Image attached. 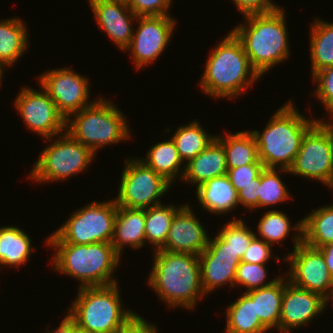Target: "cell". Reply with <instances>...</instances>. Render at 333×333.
<instances>
[{
	"label": "cell",
	"instance_id": "obj_1",
	"mask_svg": "<svg viewBox=\"0 0 333 333\" xmlns=\"http://www.w3.org/2000/svg\"><path fill=\"white\" fill-rule=\"evenodd\" d=\"M147 283L159 300L175 309H193L204 299L199 255L156 250Z\"/></svg>",
	"mask_w": 333,
	"mask_h": 333
},
{
	"label": "cell",
	"instance_id": "obj_2",
	"mask_svg": "<svg viewBox=\"0 0 333 333\" xmlns=\"http://www.w3.org/2000/svg\"><path fill=\"white\" fill-rule=\"evenodd\" d=\"M285 14L281 6L268 13L248 14L243 16V24L239 23L231 30L242 43L252 68L260 77L290 56Z\"/></svg>",
	"mask_w": 333,
	"mask_h": 333
},
{
	"label": "cell",
	"instance_id": "obj_3",
	"mask_svg": "<svg viewBox=\"0 0 333 333\" xmlns=\"http://www.w3.org/2000/svg\"><path fill=\"white\" fill-rule=\"evenodd\" d=\"M209 54L199 85L210 98L236 99L261 78L232 31Z\"/></svg>",
	"mask_w": 333,
	"mask_h": 333
},
{
	"label": "cell",
	"instance_id": "obj_4",
	"mask_svg": "<svg viewBox=\"0 0 333 333\" xmlns=\"http://www.w3.org/2000/svg\"><path fill=\"white\" fill-rule=\"evenodd\" d=\"M46 246L54 248L53 270L77 279L79 288L119 283L113 274L122 258L111 243H47Z\"/></svg>",
	"mask_w": 333,
	"mask_h": 333
},
{
	"label": "cell",
	"instance_id": "obj_5",
	"mask_svg": "<svg viewBox=\"0 0 333 333\" xmlns=\"http://www.w3.org/2000/svg\"><path fill=\"white\" fill-rule=\"evenodd\" d=\"M288 100L269 118L263 131L251 130L259 152V160L265 168L292 166L306 132L319 120L305 117Z\"/></svg>",
	"mask_w": 333,
	"mask_h": 333
},
{
	"label": "cell",
	"instance_id": "obj_6",
	"mask_svg": "<svg viewBox=\"0 0 333 333\" xmlns=\"http://www.w3.org/2000/svg\"><path fill=\"white\" fill-rule=\"evenodd\" d=\"M119 284L80 287L68 316L81 333H117L134 314L121 304Z\"/></svg>",
	"mask_w": 333,
	"mask_h": 333
},
{
	"label": "cell",
	"instance_id": "obj_7",
	"mask_svg": "<svg viewBox=\"0 0 333 333\" xmlns=\"http://www.w3.org/2000/svg\"><path fill=\"white\" fill-rule=\"evenodd\" d=\"M104 98L99 95L92 105L66 120V131L95 155L106 145L118 144L132 137L126 116L111 99Z\"/></svg>",
	"mask_w": 333,
	"mask_h": 333
},
{
	"label": "cell",
	"instance_id": "obj_8",
	"mask_svg": "<svg viewBox=\"0 0 333 333\" xmlns=\"http://www.w3.org/2000/svg\"><path fill=\"white\" fill-rule=\"evenodd\" d=\"M55 138V139H54ZM47 144L41 150L38 161L32 167L29 178L35 183L62 182L82 173L95 158V154L67 131L46 138Z\"/></svg>",
	"mask_w": 333,
	"mask_h": 333
},
{
	"label": "cell",
	"instance_id": "obj_9",
	"mask_svg": "<svg viewBox=\"0 0 333 333\" xmlns=\"http://www.w3.org/2000/svg\"><path fill=\"white\" fill-rule=\"evenodd\" d=\"M117 214L115 199L104 202L92 201L75 210L70 217L52 232L46 243L91 244L111 243Z\"/></svg>",
	"mask_w": 333,
	"mask_h": 333
},
{
	"label": "cell",
	"instance_id": "obj_10",
	"mask_svg": "<svg viewBox=\"0 0 333 333\" xmlns=\"http://www.w3.org/2000/svg\"><path fill=\"white\" fill-rule=\"evenodd\" d=\"M289 173L333 190V119L323 117L306 132Z\"/></svg>",
	"mask_w": 333,
	"mask_h": 333
},
{
	"label": "cell",
	"instance_id": "obj_11",
	"mask_svg": "<svg viewBox=\"0 0 333 333\" xmlns=\"http://www.w3.org/2000/svg\"><path fill=\"white\" fill-rule=\"evenodd\" d=\"M115 201L117 206L147 209L162 204L161 198L170 191L171 183L148 167L139 157H127Z\"/></svg>",
	"mask_w": 333,
	"mask_h": 333
},
{
	"label": "cell",
	"instance_id": "obj_12",
	"mask_svg": "<svg viewBox=\"0 0 333 333\" xmlns=\"http://www.w3.org/2000/svg\"><path fill=\"white\" fill-rule=\"evenodd\" d=\"M41 74V75H40ZM38 78L41 86L56 104L59 113L67 120L72 114L92 105L90 101V82L87 76L79 75L68 67H59L40 73ZM89 101V102H88Z\"/></svg>",
	"mask_w": 333,
	"mask_h": 333
},
{
	"label": "cell",
	"instance_id": "obj_13",
	"mask_svg": "<svg viewBox=\"0 0 333 333\" xmlns=\"http://www.w3.org/2000/svg\"><path fill=\"white\" fill-rule=\"evenodd\" d=\"M172 15L138 16V27L133 30L130 45L123 52H130L135 70L154 64L169 46L177 24ZM174 18V19H173Z\"/></svg>",
	"mask_w": 333,
	"mask_h": 333
},
{
	"label": "cell",
	"instance_id": "obj_14",
	"mask_svg": "<svg viewBox=\"0 0 333 333\" xmlns=\"http://www.w3.org/2000/svg\"><path fill=\"white\" fill-rule=\"evenodd\" d=\"M284 262L290 266L287 274L293 285L318 293L329 302L333 299V277L329 273L322 252L303 241L290 253Z\"/></svg>",
	"mask_w": 333,
	"mask_h": 333
},
{
	"label": "cell",
	"instance_id": "obj_15",
	"mask_svg": "<svg viewBox=\"0 0 333 333\" xmlns=\"http://www.w3.org/2000/svg\"><path fill=\"white\" fill-rule=\"evenodd\" d=\"M40 88L42 91L29 86L22 87L15 98L14 107L26 128L46 139L65 132L66 119L59 113L48 93Z\"/></svg>",
	"mask_w": 333,
	"mask_h": 333
},
{
	"label": "cell",
	"instance_id": "obj_16",
	"mask_svg": "<svg viewBox=\"0 0 333 333\" xmlns=\"http://www.w3.org/2000/svg\"><path fill=\"white\" fill-rule=\"evenodd\" d=\"M199 262L201 283L206 295L224 285L232 290L241 259L217 234L212 239L210 237L208 246L199 255Z\"/></svg>",
	"mask_w": 333,
	"mask_h": 333
},
{
	"label": "cell",
	"instance_id": "obj_17",
	"mask_svg": "<svg viewBox=\"0 0 333 333\" xmlns=\"http://www.w3.org/2000/svg\"><path fill=\"white\" fill-rule=\"evenodd\" d=\"M328 303L322 295L293 285L286 276L279 332L291 333L310 324L317 316L325 313Z\"/></svg>",
	"mask_w": 333,
	"mask_h": 333
},
{
	"label": "cell",
	"instance_id": "obj_18",
	"mask_svg": "<svg viewBox=\"0 0 333 333\" xmlns=\"http://www.w3.org/2000/svg\"><path fill=\"white\" fill-rule=\"evenodd\" d=\"M90 9L98 23L119 50H125L131 43L133 23L137 15L124 0H88Z\"/></svg>",
	"mask_w": 333,
	"mask_h": 333
},
{
	"label": "cell",
	"instance_id": "obj_19",
	"mask_svg": "<svg viewBox=\"0 0 333 333\" xmlns=\"http://www.w3.org/2000/svg\"><path fill=\"white\" fill-rule=\"evenodd\" d=\"M191 208L187 203L176 212L160 250L200 255L206 249L209 234Z\"/></svg>",
	"mask_w": 333,
	"mask_h": 333
},
{
	"label": "cell",
	"instance_id": "obj_20",
	"mask_svg": "<svg viewBox=\"0 0 333 333\" xmlns=\"http://www.w3.org/2000/svg\"><path fill=\"white\" fill-rule=\"evenodd\" d=\"M195 189L199 206L213 215H228L240 206L238 192L227 174L207 180Z\"/></svg>",
	"mask_w": 333,
	"mask_h": 333
},
{
	"label": "cell",
	"instance_id": "obj_21",
	"mask_svg": "<svg viewBox=\"0 0 333 333\" xmlns=\"http://www.w3.org/2000/svg\"><path fill=\"white\" fill-rule=\"evenodd\" d=\"M145 243V209L117 206L111 241L115 251L122 257L124 247L129 246L133 250H139Z\"/></svg>",
	"mask_w": 333,
	"mask_h": 333
},
{
	"label": "cell",
	"instance_id": "obj_22",
	"mask_svg": "<svg viewBox=\"0 0 333 333\" xmlns=\"http://www.w3.org/2000/svg\"><path fill=\"white\" fill-rule=\"evenodd\" d=\"M227 174L226 155L223 146L214 139L209 146L185 164L181 181L198 187L207 180Z\"/></svg>",
	"mask_w": 333,
	"mask_h": 333
},
{
	"label": "cell",
	"instance_id": "obj_23",
	"mask_svg": "<svg viewBox=\"0 0 333 333\" xmlns=\"http://www.w3.org/2000/svg\"><path fill=\"white\" fill-rule=\"evenodd\" d=\"M28 31L26 22L20 17L0 21V67L14 66L27 52L30 42Z\"/></svg>",
	"mask_w": 333,
	"mask_h": 333
},
{
	"label": "cell",
	"instance_id": "obj_24",
	"mask_svg": "<svg viewBox=\"0 0 333 333\" xmlns=\"http://www.w3.org/2000/svg\"><path fill=\"white\" fill-rule=\"evenodd\" d=\"M285 275H281L272 285L245 292L255 302V314L269 329H278L281 304L285 289Z\"/></svg>",
	"mask_w": 333,
	"mask_h": 333
},
{
	"label": "cell",
	"instance_id": "obj_25",
	"mask_svg": "<svg viewBox=\"0 0 333 333\" xmlns=\"http://www.w3.org/2000/svg\"><path fill=\"white\" fill-rule=\"evenodd\" d=\"M216 134V140L223 146L227 169L238 168L248 164H262L254 135L250 130L236 133Z\"/></svg>",
	"mask_w": 333,
	"mask_h": 333
},
{
	"label": "cell",
	"instance_id": "obj_26",
	"mask_svg": "<svg viewBox=\"0 0 333 333\" xmlns=\"http://www.w3.org/2000/svg\"><path fill=\"white\" fill-rule=\"evenodd\" d=\"M30 236L18 226L0 227V267L26 265L35 250ZM33 248V249H32Z\"/></svg>",
	"mask_w": 333,
	"mask_h": 333
},
{
	"label": "cell",
	"instance_id": "obj_27",
	"mask_svg": "<svg viewBox=\"0 0 333 333\" xmlns=\"http://www.w3.org/2000/svg\"><path fill=\"white\" fill-rule=\"evenodd\" d=\"M139 159L156 173L162 175L173 186L178 177H180L179 180H182L184 176L185 165H182L183 161L179 157L178 150L171 137L152 145L147 151L146 157Z\"/></svg>",
	"mask_w": 333,
	"mask_h": 333
},
{
	"label": "cell",
	"instance_id": "obj_28",
	"mask_svg": "<svg viewBox=\"0 0 333 333\" xmlns=\"http://www.w3.org/2000/svg\"><path fill=\"white\" fill-rule=\"evenodd\" d=\"M290 218L285 212L279 210H269L263 214L258 222V233L255 236L262 239L267 244L274 245L276 243L284 245L283 241L293 230L297 233L293 234V250L302 242V220L297 221L295 225H291ZM259 237H258V235ZM282 241V244H281ZM280 242V243H279Z\"/></svg>",
	"mask_w": 333,
	"mask_h": 333
},
{
	"label": "cell",
	"instance_id": "obj_29",
	"mask_svg": "<svg viewBox=\"0 0 333 333\" xmlns=\"http://www.w3.org/2000/svg\"><path fill=\"white\" fill-rule=\"evenodd\" d=\"M226 307L224 333H265L269 329L255 314V302L245 293Z\"/></svg>",
	"mask_w": 333,
	"mask_h": 333
},
{
	"label": "cell",
	"instance_id": "obj_30",
	"mask_svg": "<svg viewBox=\"0 0 333 333\" xmlns=\"http://www.w3.org/2000/svg\"><path fill=\"white\" fill-rule=\"evenodd\" d=\"M310 61L312 77L333 65V23L319 19L310 28Z\"/></svg>",
	"mask_w": 333,
	"mask_h": 333
},
{
	"label": "cell",
	"instance_id": "obj_31",
	"mask_svg": "<svg viewBox=\"0 0 333 333\" xmlns=\"http://www.w3.org/2000/svg\"><path fill=\"white\" fill-rule=\"evenodd\" d=\"M302 219V241L320 248L333 243V203L311 210Z\"/></svg>",
	"mask_w": 333,
	"mask_h": 333
},
{
	"label": "cell",
	"instance_id": "obj_32",
	"mask_svg": "<svg viewBox=\"0 0 333 333\" xmlns=\"http://www.w3.org/2000/svg\"><path fill=\"white\" fill-rule=\"evenodd\" d=\"M173 133L171 138L184 165L205 150L216 138V135L206 132L197 120L177 127Z\"/></svg>",
	"mask_w": 333,
	"mask_h": 333
},
{
	"label": "cell",
	"instance_id": "obj_33",
	"mask_svg": "<svg viewBox=\"0 0 333 333\" xmlns=\"http://www.w3.org/2000/svg\"><path fill=\"white\" fill-rule=\"evenodd\" d=\"M183 205L162 203L145 209V238L153 251L164 246L173 217Z\"/></svg>",
	"mask_w": 333,
	"mask_h": 333
},
{
	"label": "cell",
	"instance_id": "obj_34",
	"mask_svg": "<svg viewBox=\"0 0 333 333\" xmlns=\"http://www.w3.org/2000/svg\"><path fill=\"white\" fill-rule=\"evenodd\" d=\"M289 173L284 168H265L260 173V186L258 194V208L274 207L292 199L290 192L280 177V172ZM287 188V189H286Z\"/></svg>",
	"mask_w": 333,
	"mask_h": 333
},
{
	"label": "cell",
	"instance_id": "obj_35",
	"mask_svg": "<svg viewBox=\"0 0 333 333\" xmlns=\"http://www.w3.org/2000/svg\"><path fill=\"white\" fill-rule=\"evenodd\" d=\"M216 234L228 244L240 259L244 256L251 241L256 237L255 232L245 224L242 218H234L224 224Z\"/></svg>",
	"mask_w": 333,
	"mask_h": 333
},
{
	"label": "cell",
	"instance_id": "obj_36",
	"mask_svg": "<svg viewBox=\"0 0 333 333\" xmlns=\"http://www.w3.org/2000/svg\"><path fill=\"white\" fill-rule=\"evenodd\" d=\"M266 266V264L241 261L236 270L234 288L236 285H240L244 287V289L246 287L245 292H248L253 289L272 285L280 276L270 280ZM267 279H269V281Z\"/></svg>",
	"mask_w": 333,
	"mask_h": 333
},
{
	"label": "cell",
	"instance_id": "obj_37",
	"mask_svg": "<svg viewBox=\"0 0 333 333\" xmlns=\"http://www.w3.org/2000/svg\"><path fill=\"white\" fill-rule=\"evenodd\" d=\"M312 79L317 85L312 92L313 97L318 99L327 110L328 118L333 119V65L317 72Z\"/></svg>",
	"mask_w": 333,
	"mask_h": 333
},
{
	"label": "cell",
	"instance_id": "obj_38",
	"mask_svg": "<svg viewBox=\"0 0 333 333\" xmlns=\"http://www.w3.org/2000/svg\"><path fill=\"white\" fill-rule=\"evenodd\" d=\"M129 8L137 16H164L171 15L169 9L172 0H127Z\"/></svg>",
	"mask_w": 333,
	"mask_h": 333
},
{
	"label": "cell",
	"instance_id": "obj_39",
	"mask_svg": "<svg viewBox=\"0 0 333 333\" xmlns=\"http://www.w3.org/2000/svg\"><path fill=\"white\" fill-rule=\"evenodd\" d=\"M263 169V164H248L227 169V175L234 188L239 192L243 186L254 183V178H257Z\"/></svg>",
	"mask_w": 333,
	"mask_h": 333
},
{
	"label": "cell",
	"instance_id": "obj_40",
	"mask_svg": "<svg viewBox=\"0 0 333 333\" xmlns=\"http://www.w3.org/2000/svg\"><path fill=\"white\" fill-rule=\"evenodd\" d=\"M272 252V245L267 244L262 239L255 237L251 241L241 261L248 263L267 264L270 259H273Z\"/></svg>",
	"mask_w": 333,
	"mask_h": 333
},
{
	"label": "cell",
	"instance_id": "obj_41",
	"mask_svg": "<svg viewBox=\"0 0 333 333\" xmlns=\"http://www.w3.org/2000/svg\"><path fill=\"white\" fill-rule=\"evenodd\" d=\"M232 1L236 6V9L243 16L248 14L268 13L280 7L277 3H275L272 0H232Z\"/></svg>",
	"mask_w": 333,
	"mask_h": 333
},
{
	"label": "cell",
	"instance_id": "obj_42",
	"mask_svg": "<svg viewBox=\"0 0 333 333\" xmlns=\"http://www.w3.org/2000/svg\"><path fill=\"white\" fill-rule=\"evenodd\" d=\"M260 186V175L254 178V183L243 186L238 192L239 205L243 206V209L255 210L258 209V194Z\"/></svg>",
	"mask_w": 333,
	"mask_h": 333
},
{
	"label": "cell",
	"instance_id": "obj_43",
	"mask_svg": "<svg viewBox=\"0 0 333 333\" xmlns=\"http://www.w3.org/2000/svg\"><path fill=\"white\" fill-rule=\"evenodd\" d=\"M117 333H158V328L135 312Z\"/></svg>",
	"mask_w": 333,
	"mask_h": 333
},
{
	"label": "cell",
	"instance_id": "obj_44",
	"mask_svg": "<svg viewBox=\"0 0 333 333\" xmlns=\"http://www.w3.org/2000/svg\"><path fill=\"white\" fill-rule=\"evenodd\" d=\"M46 331L47 333H81L76 323L68 315H65L56 329Z\"/></svg>",
	"mask_w": 333,
	"mask_h": 333
},
{
	"label": "cell",
	"instance_id": "obj_45",
	"mask_svg": "<svg viewBox=\"0 0 333 333\" xmlns=\"http://www.w3.org/2000/svg\"><path fill=\"white\" fill-rule=\"evenodd\" d=\"M318 249L322 252L329 273L333 277V243L325 244Z\"/></svg>",
	"mask_w": 333,
	"mask_h": 333
},
{
	"label": "cell",
	"instance_id": "obj_46",
	"mask_svg": "<svg viewBox=\"0 0 333 333\" xmlns=\"http://www.w3.org/2000/svg\"><path fill=\"white\" fill-rule=\"evenodd\" d=\"M6 69H4V68H2V67H0V86L2 85L1 83L3 82V80L2 79H4L3 77V75H5V71Z\"/></svg>",
	"mask_w": 333,
	"mask_h": 333
}]
</instances>
